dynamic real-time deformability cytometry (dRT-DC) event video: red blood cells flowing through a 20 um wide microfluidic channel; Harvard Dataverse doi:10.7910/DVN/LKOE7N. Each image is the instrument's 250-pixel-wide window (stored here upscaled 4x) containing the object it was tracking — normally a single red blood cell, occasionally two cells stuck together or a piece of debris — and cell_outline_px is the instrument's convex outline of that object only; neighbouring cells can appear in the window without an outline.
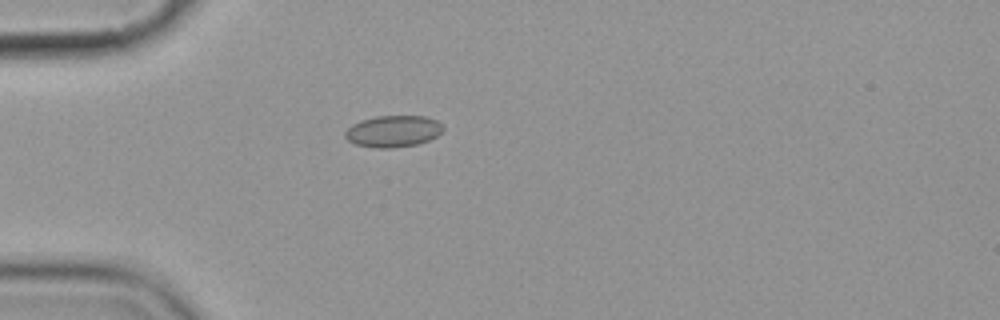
{"species": "common noctule bat (a hibernating species)", "species_latin": "Nyctalus noctula", "temperature_condition": "cold", "stored_images_in_passage": 3, "camera_frame_rate_fps": 3000, "um_per_image_px": 0.085, "animal": {"sex": "female", "body_mass_g": 19.9}, "frame": {"image": 1, "passage_image": 2, "time_ms": 2.333, "image_size_px": [1000, 320], "cell_outline_px": [[444, 128], [436, 136], [428, 140], [416, 144], [392, 148], [376, 148], [356, 144], [348, 140], [344, 136], [344, 132], [352, 124], [360, 120], [376, 116], [424, 116], [436, 120]], "centroid_in_image_um": [33.38, 11.15], "position_along_channel_um": 51.6, "area_um2": 17.92}}